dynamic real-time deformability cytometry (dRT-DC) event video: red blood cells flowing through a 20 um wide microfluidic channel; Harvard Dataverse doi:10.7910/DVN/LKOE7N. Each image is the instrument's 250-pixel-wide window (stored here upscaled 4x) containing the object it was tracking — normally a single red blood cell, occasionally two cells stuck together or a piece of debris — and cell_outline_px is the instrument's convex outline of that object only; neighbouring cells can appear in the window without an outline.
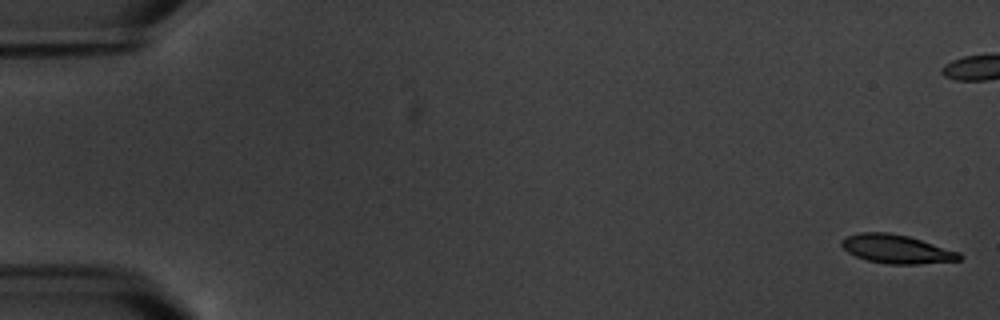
{"species": "common noctule bat (a hibernating species)", "species_latin": "Nyctalus noctula", "temperature_condition": "warm", "stored_images_in_passage": 6, "camera_frame_rate_fps": 3000, "um_per_image_px": 0.085, "animal": {"sex": "male", "body_mass_g": 20.1, "forearm_length_mm": 53.5}, "frame": {"image": 1, "passage_image": 1, "time_ms": 0.0, "image_size_px": [1000, 320], "cell_outline_px": [[964, 256], [960, 260], [916, 264], [888, 264], [868, 260], [856, 256], [848, 252], [840, 244], [840, 240], [848, 236], [860, 232], [888, 232], [908, 236], [960, 252]], "centroid_in_image_um": [76.21, 21.16], "position_along_channel_um": 8.8, "area_um2": 19.59}}
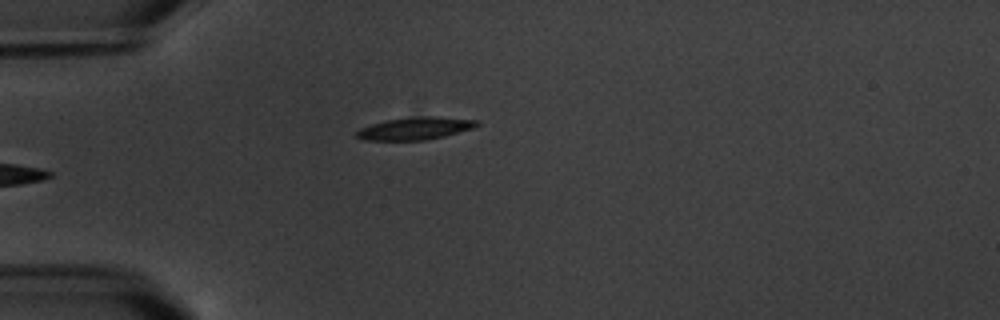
{"frame": {"image": 2, "passage_image": 6, "time_ms": 6.667, "image_size_px": [1000, 320], "cell_outline_px": [[480, 124], [472, 128], [444, 136], [424, 140], [364, 140], [356, 136], [356, 132], [360, 128], [372, 124], [388, 120], [420, 116], [436, 116], [480, 120]], "centroid_in_image_um": [35.32, 10.91], "position_along_channel_um": 49.7, "area_um2": 15.61}}